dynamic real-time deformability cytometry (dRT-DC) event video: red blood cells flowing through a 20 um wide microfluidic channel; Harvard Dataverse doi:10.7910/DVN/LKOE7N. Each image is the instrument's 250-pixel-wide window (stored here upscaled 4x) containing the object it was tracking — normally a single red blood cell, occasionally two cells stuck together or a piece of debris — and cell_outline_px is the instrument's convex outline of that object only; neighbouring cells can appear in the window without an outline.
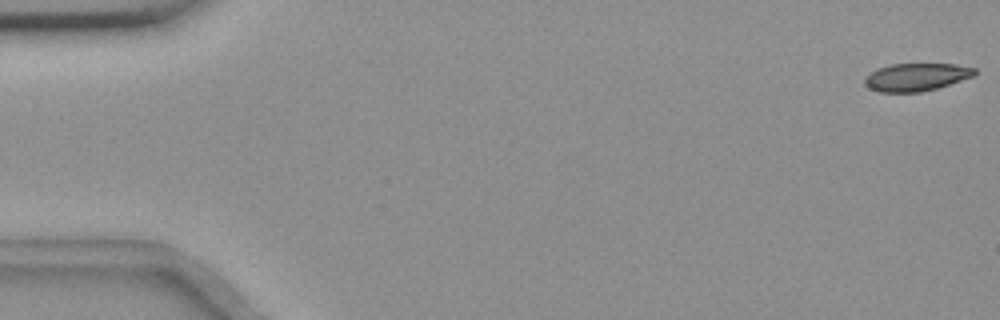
{"species": "common noctule bat (a hibernating species)", "species_latin": "Nyctalus noctula", "temperature_condition": "room temperature", "stored_images_in_passage": 56, "camera_frame_rate_fps": 3000, "um_per_image_px": 0.085, "animal": {"sex": "female", "body_mass_g": 18.4}, "frame": {"image": 1, "passage_image": 1, "time_ms": 0.0, "image_size_px": [1000, 320], "cell_outline_px": [[976, 72], [972, 76], [936, 88], [920, 92], [880, 92], [868, 88], [864, 84], [864, 76], [880, 68], [892, 64], [956, 64], [976, 68]], "centroid_in_image_um": [77.85, 6.55], "position_along_channel_um": 7.2, "area_um2": 17.57}}
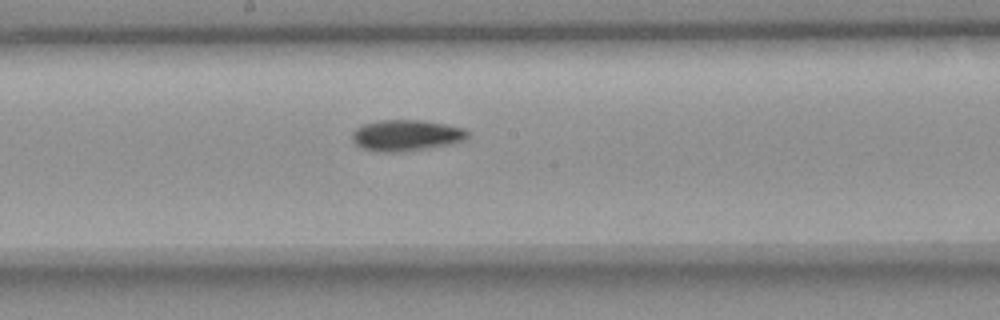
{"frame": {"image": 2, "passage_image": 30, "time_ms": 9.667, "image_size_px": [1000, 320], "cell_outline_px": [[468, 136], [464, 140], [456, 144], [404, 152], [376, 152], [364, 148], [356, 144], [352, 140], [352, 132], [356, 128], [364, 124], [380, 120], [420, 120], [444, 124], [464, 128], [468, 132]], "centroid_in_image_um": [34.55, 11.52], "position_along_channel_um": 213.7, "area_um2": 21.15}}
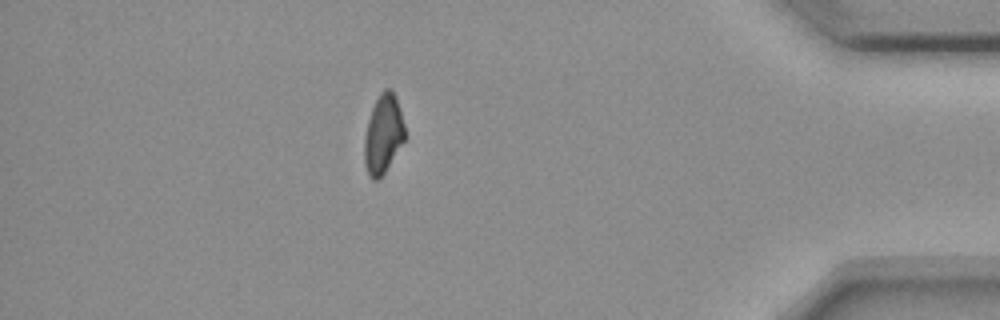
{"frame": {"image": 3, "passage_image": 49, "time_ms": 16.0, "image_size_px": [1000, 320], "cell_outline_px": [[404, 140], [384, 172], [376, 180], [372, 180], [364, 164], [364, 140], [368, 120], [372, 108], [380, 92], [384, 88], [392, 88], [396, 96], [404, 124]], "centroid_in_image_um": [32.56, 11.35], "position_along_channel_um": 402.6, "area_um2": 18.32}, "authors_computed_cell_mechanics": {"area_um2": 19.652, "velocity_mm_per_s": 3.6598, "shape_relaxation_time_tau1_ms": 7.5447, "shape_relaxation_time_tau2_ms": null, "deformation_change_tau1": 0.146, "deformation_change_tau2": null}}